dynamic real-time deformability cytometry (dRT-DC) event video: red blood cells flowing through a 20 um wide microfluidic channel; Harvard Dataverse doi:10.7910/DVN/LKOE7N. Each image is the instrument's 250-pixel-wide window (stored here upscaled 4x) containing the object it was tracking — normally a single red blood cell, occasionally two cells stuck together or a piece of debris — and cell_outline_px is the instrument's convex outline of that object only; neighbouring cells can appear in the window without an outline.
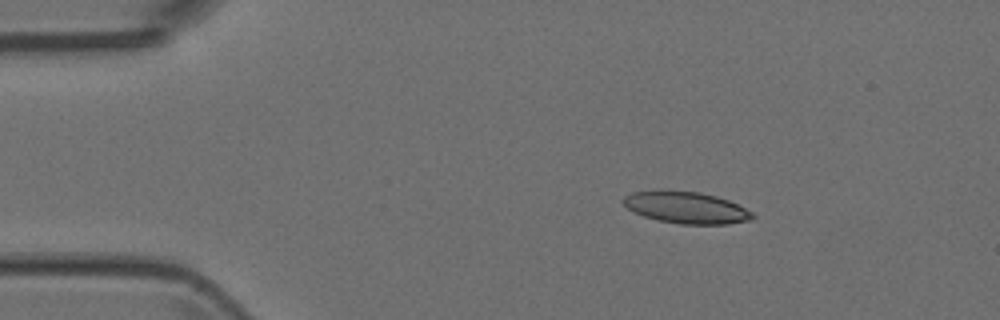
{"species": "Egyptian fruit bat (a non-hibernating species)", "species_latin": "Rousettus aegyptiacus", "temperature_condition": "room temperature", "stored_images_in_passage": 3, "camera_frame_rate_fps": 3000, "um_per_image_px": 0.085, "animal": {"sex": "female"}, "frame": {"image": 1, "passage_image": 1, "time_ms": 0.0, "image_size_px": [1000, 320], "cell_outline_px": [[756, 216], [752, 220], [728, 224], [680, 224], [660, 220], [644, 216], [628, 208], [620, 200], [624, 196], [632, 192], [656, 188], [660, 188], [700, 192], [716, 196], [728, 200], [752, 212]], "centroid_in_image_um": [58.29, 17.61], "position_along_channel_um": 26.7, "area_um2": 24.33}}
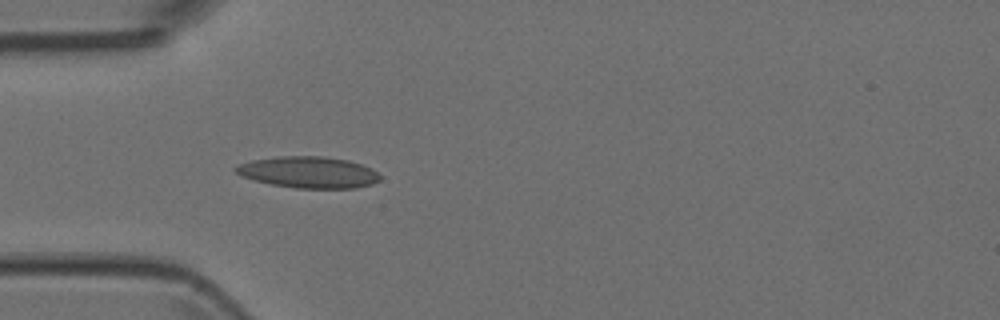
{"frame": {"image": 2, "passage_image": 3, "time_ms": 0.667, "image_size_px": [1000, 320], "cell_outline_px": [[380, 180], [372, 184], [356, 188], [296, 188], [272, 184], [256, 180], [244, 176], [236, 172], [232, 168], [240, 164], [252, 160], [276, 156], [320, 156], [348, 160], [372, 168], [380, 176]], "centroid_in_image_um": [26.24, 14.64], "position_along_channel_um": 58.8, "area_um2": 26.24}}